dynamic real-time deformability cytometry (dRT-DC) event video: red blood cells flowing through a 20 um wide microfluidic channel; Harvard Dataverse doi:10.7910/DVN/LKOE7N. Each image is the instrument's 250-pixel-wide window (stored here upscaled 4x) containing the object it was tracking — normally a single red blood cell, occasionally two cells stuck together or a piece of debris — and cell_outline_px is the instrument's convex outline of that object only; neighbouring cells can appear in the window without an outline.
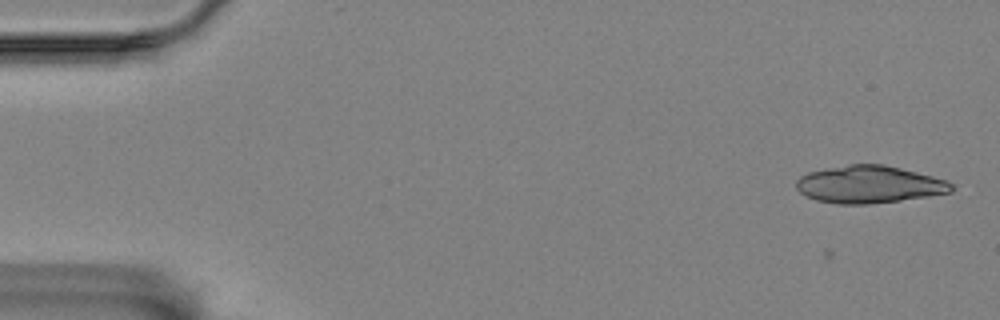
{"species": "Egyptian fruit bat (a non-hibernating species)", "species_latin": "Rousettus aegyptiacus", "temperature_condition": "room temperature", "stored_images_in_passage": 5, "camera_frame_rate_fps": 3000, "um_per_image_px": 0.085, "animal": {"sex": "female"}, "frame": {"image": 1, "passage_image": 5, "time_ms": 1.333, "image_size_px": [1000, 320], "cell_outline_px": [[952, 192], [928, 196], [900, 200], [868, 204], [836, 204], [816, 200], [804, 196], [796, 188], [796, 180], [800, 176], [808, 172], [824, 168], [848, 164], [884, 164], [948, 180], [952, 184]], "centroid_in_image_um": [73.84, 15.67], "position_along_channel_um": 11.2, "area_um2": 33.93}}